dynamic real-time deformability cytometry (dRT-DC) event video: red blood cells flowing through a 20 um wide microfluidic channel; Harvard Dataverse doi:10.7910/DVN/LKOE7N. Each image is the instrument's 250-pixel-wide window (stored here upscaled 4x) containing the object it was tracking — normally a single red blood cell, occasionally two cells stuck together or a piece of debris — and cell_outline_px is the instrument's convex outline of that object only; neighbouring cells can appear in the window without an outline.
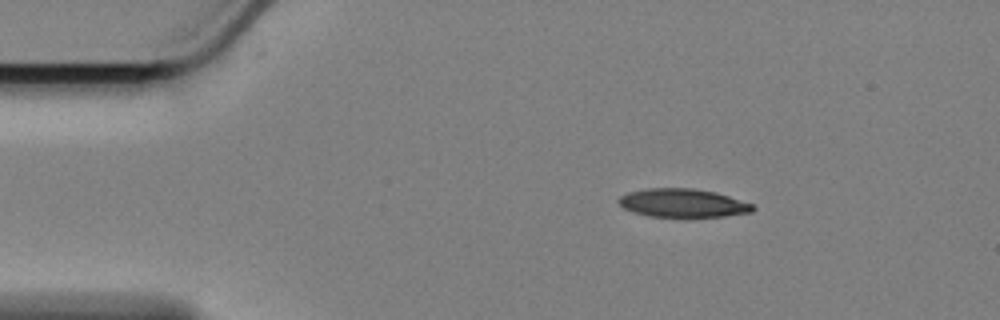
{"species": "Egyptian fruit bat (a non-hibernating species)", "species_latin": "Rousettus aegyptiacus", "temperature_condition": "cold", "stored_images_in_passage": 50, "camera_frame_rate_fps": 3000, "um_per_image_px": 0.085, "animal": {"sex": "female"}, "frame": {"image": 1, "passage_image": 1, "time_ms": 0.0, "image_size_px": [1000, 320], "cell_outline_px": [[756, 208], [752, 212], [724, 216], [648, 216], [624, 208], [616, 200], [620, 196], [628, 192], [644, 188], [692, 188], [716, 192], [752, 204]], "centroid_in_image_um": [58.02, 17.24], "position_along_channel_um": 27.0, "area_um2": 22.02}}
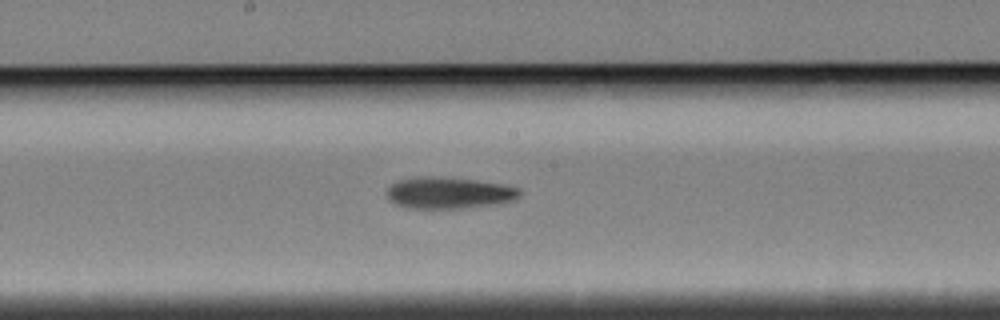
{"frame": {"image": 2, "passage_image": 22, "time_ms": 7.0, "image_size_px": [1000, 320], "cell_outline_px": [[520, 196], [516, 200], [496, 204], [464, 208], [408, 208], [396, 204], [388, 196], [388, 188], [396, 180], [416, 176], [436, 176], [476, 180], [504, 184], [520, 188]], "centroid_in_image_um": [38.19, 16.38], "position_along_channel_um": 210.0, "area_um2": 24.57}}
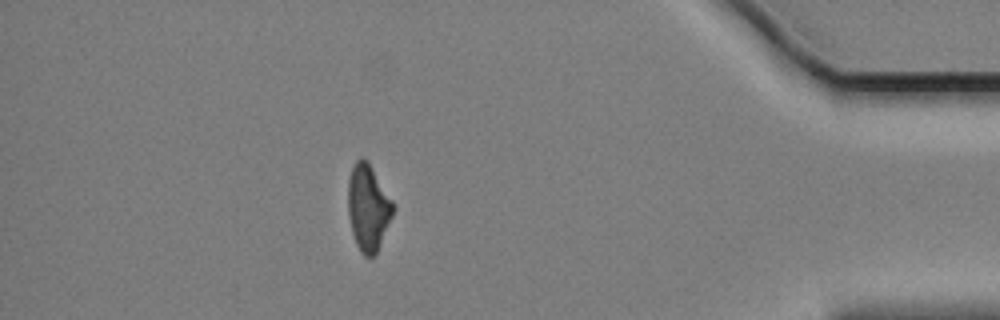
{"frame": {"image": 3, "passage_image": 43, "time_ms": 14.0, "image_size_px": [1000, 320], "cell_outline_px": [[396, 208], [376, 252], [372, 256], [364, 256], [360, 252], [356, 244], [352, 232], [348, 216], [348, 180], [352, 168], [356, 160], [360, 156], [368, 164], [392, 200]], "centroid_in_image_um": [31.27, 17.67], "position_along_channel_um": 403.9, "area_um2": 22.2}, "authors_computed_cell_mechanics": {"area_um2": 23.7558, "velocity_mm_per_s": 3.4057, "shape_relaxation_time_tau1_ms": 3.5807, "shape_relaxation_time_tau2_ms": null, "deformation_change_tau1": 0.1508, "deformation_change_tau2": null}}